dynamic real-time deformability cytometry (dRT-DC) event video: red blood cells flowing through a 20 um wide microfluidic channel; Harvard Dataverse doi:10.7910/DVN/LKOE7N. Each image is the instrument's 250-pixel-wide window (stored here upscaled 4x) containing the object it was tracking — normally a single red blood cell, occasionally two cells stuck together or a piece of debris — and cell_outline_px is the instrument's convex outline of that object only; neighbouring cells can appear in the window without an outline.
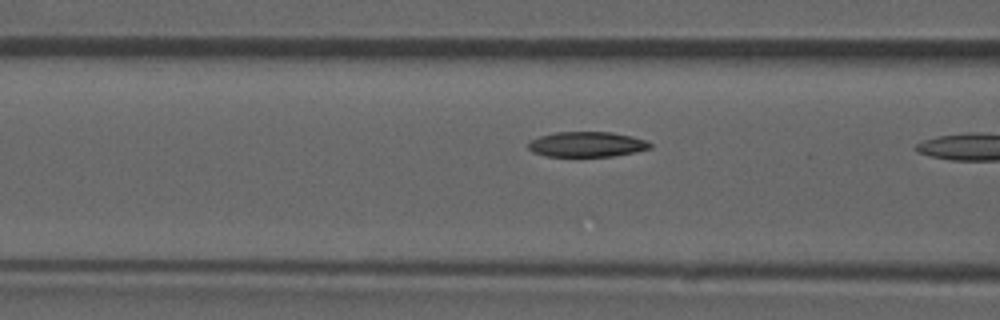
{"species": "common noctule bat (a hibernating species)", "species_latin": "Nyctalus noctula", "temperature_condition": "room temperature", "stored_images_in_passage": 5, "camera_frame_rate_fps": 3000, "um_per_image_px": 0.085, "animal": {"sex": "male", "forearm_length_mm": 52.5}, "frame": {"image": 1, "passage_image": 4, "time_ms": 1.0, "image_size_px": [1000, 320], "cell_outline_px": [[648, 144], [640, 148], [624, 152], [600, 156], [560, 156], [544, 152], [556, 136], [580, 132], [592, 132], [620, 136], [636, 140]], "centroid_in_image_um": [50.27, 12.3], "position_along_channel_um": 116.3, "area_um2": 12.83}}